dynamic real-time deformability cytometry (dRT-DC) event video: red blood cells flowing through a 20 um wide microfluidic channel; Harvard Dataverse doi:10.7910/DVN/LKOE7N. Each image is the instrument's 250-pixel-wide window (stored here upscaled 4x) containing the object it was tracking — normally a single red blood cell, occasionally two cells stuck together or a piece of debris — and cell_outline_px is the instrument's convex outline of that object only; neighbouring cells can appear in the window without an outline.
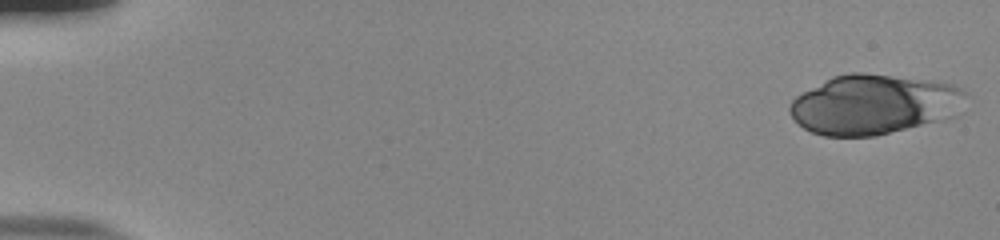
{"species": "human", "species_latin": "Homo sapiens", "temperature_condition": "room temperature", "stored_images_in_passage": 53, "camera_frame_rate_fps": 3000, "um_per_image_px": 0.085, "donor": {"sex": "male"}, "frame": {"image": 1, "passage_image": 1, "time_ms": 0.0, "image_size_px": [1000, 240], "cell_outline_px": [[968, 92], [932, 120], [920, 124], [876, 136], [824, 136], [812, 132], [804, 128], [788, 112], [788, 108], [792, 100], [796, 96], [832, 76], [852, 72], [860, 72], [952, 84]], "centroid_in_image_um": [74.01, 8.86], "position_along_channel_um": 11.0, "area_um2": 58.49}}
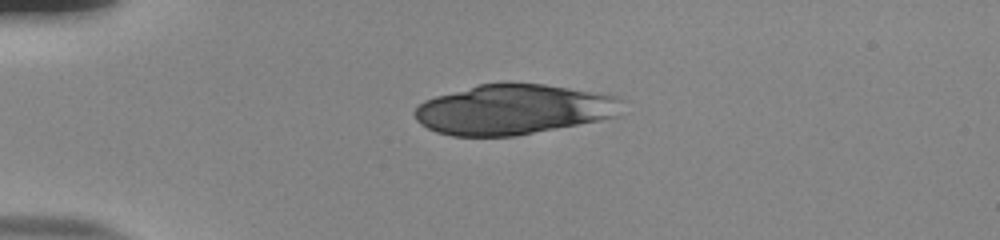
{"frame": {"image": 2, "passage_image": 13, "time_ms": 4.0, "image_size_px": [1000, 240], "cell_outline_px": [[624, 100], [620, 116], [600, 120], [516, 136], [452, 136], [436, 132], [420, 124], [416, 120], [416, 108], [424, 100], [436, 96], [480, 84], [544, 84], [616, 96]], "centroid_in_image_um": [43.67, 9.32], "position_along_channel_um": 41.3, "area_um2": 60.11}}